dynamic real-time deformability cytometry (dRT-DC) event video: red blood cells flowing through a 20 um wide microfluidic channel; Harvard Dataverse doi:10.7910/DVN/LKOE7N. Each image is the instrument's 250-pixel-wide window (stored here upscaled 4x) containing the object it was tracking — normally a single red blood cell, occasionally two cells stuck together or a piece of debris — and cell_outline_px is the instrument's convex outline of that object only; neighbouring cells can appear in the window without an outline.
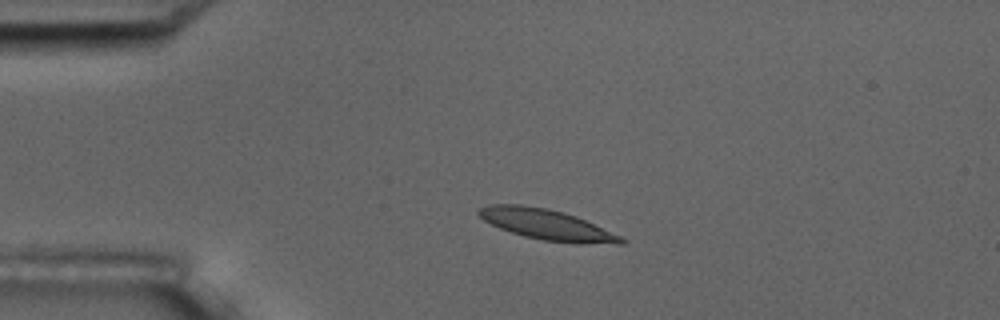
{"species": "common noctule bat (a hibernating species)", "species_latin": "Nyctalus noctula", "temperature_condition": "room temperature", "stored_images_in_passage": 3, "camera_frame_rate_fps": 3000, "um_per_image_px": 0.085, "animal": {"sex": "male", "body_mass_g": 17.5, "forearm_length_mm": 52.3}, "frame": {"image": 1, "passage_image": 1, "time_ms": 0.0, "image_size_px": [1000, 320], "cell_outline_px": [[628, 240], [624, 244], [580, 244], [544, 240], [524, 236], [500, 228], [484, 220], [476, 212], [480, 208], [488, 204], [520, 204], [544, 208], [564, 212], [576, 216], [620, 236]], "centroid_in_image_um": [46.49, 19.09], "position_along_channel_um": 38.5, "area_um2": 25.14}}
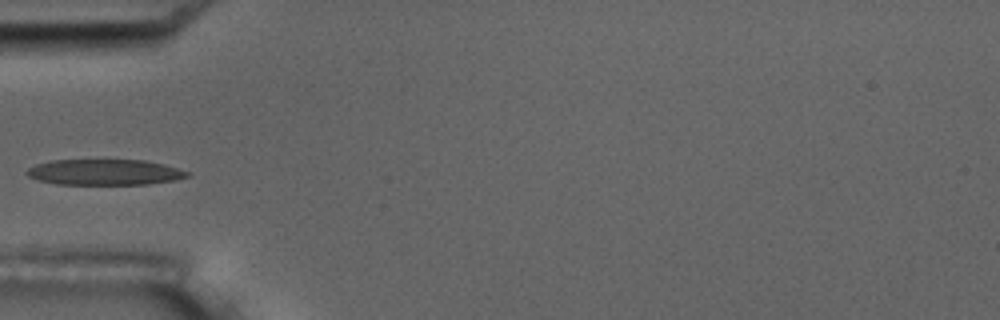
{"frame": {"image": 2, "passage_image": 3, "time_ms": 2.0, "image_size_px": [1000, 320], "cell_outline_px": [[192, 172], [188, 176], [176, 180], [148, 184], [56, 184], [40, 180], [28, 176], [24, 172], [28, 168], [36, 164], [52, 160], [144, 160], [164, 164]], "centroid_in_image_um": [8.92, 14.63], "position_along_channel_um": 76.1, "area_um2": 24.1}}